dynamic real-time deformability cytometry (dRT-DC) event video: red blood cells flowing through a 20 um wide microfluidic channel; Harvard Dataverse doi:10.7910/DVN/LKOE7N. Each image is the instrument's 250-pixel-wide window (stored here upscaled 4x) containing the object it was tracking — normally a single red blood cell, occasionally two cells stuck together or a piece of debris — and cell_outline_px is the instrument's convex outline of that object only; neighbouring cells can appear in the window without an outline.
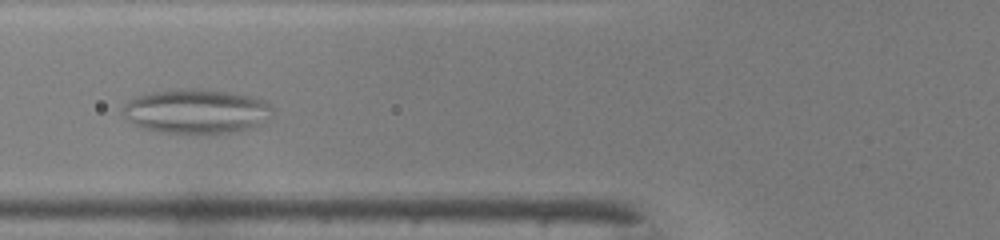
{"species": "common noctule bat (a hibernating species)", "species_latin": "Nyctalus noctula", "temperature_condition": "warm", "stored_images_in_passage": 50, "segment_of_instrument_passage": [1, 2], "camera_frame_rate_fps": 3000, "um_per_image_px": 0.085, "animal": {"sex": "male", "body_mass_g": 19.0, "forearm_length_mm": 50.8}, "frame": {"image": 1, "passage_image": 17, "time_ms": 5.333, "image_size_px": [1000, 240], "cell_outline_px": [[272, 108], [256, 128], [244, 132], [212, 136], [208, 136], [160, 132], [144, 128], [136, 124], [124, 116], [124, 108], [128, 100], [136, 96], [148, 92], [180, 88], [204, 88], [228, 92], [248, 96], [264, 100]], "centroid_in_image_um": [16.69, 9.5], "position_along_channel_um": 109.1, "area_um2": 39.59}}